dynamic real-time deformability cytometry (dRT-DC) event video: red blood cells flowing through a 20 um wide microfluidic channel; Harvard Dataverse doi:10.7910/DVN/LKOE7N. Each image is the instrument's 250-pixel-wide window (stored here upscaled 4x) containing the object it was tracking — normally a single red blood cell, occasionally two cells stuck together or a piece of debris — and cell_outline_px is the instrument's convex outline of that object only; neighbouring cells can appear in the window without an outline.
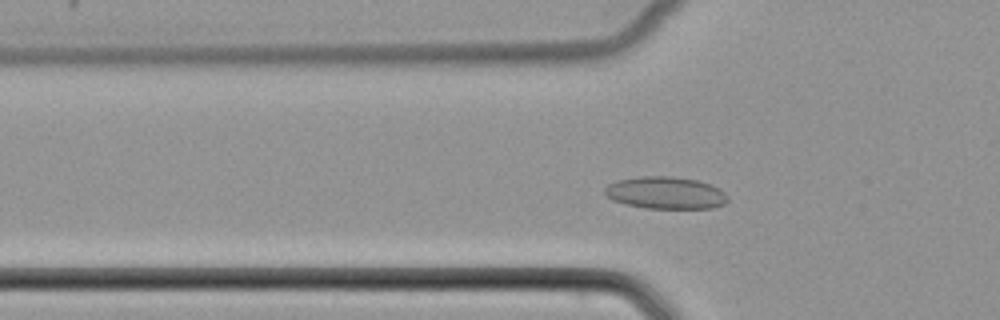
{"species": "common noctule bat (a hibernating species)", "species_latin": "Nyctalus noctula", "temperature_condition": "cold", "stored_images_in_passage": 46, "camera_frame_rate_fps": 3000, "um_per_image_px": 0.085, "animal": {"sex": "female", "body_mass_g": 22.7, "forearm_length_mm": 54.2}, "frame": {"image": 1, "passage_image": 12, "time_ms": 3.667, "image_size_px": [1000, 320], "cell_outline_px": [[728, 200], [724, 204], [712, 208], [644, 208], [624, 204], [612, 200], [604, 196], [604, 188], [608, 184], [616, 180], [640, 176], [672, 176], [696, 180], [708, 184], [724, 192], [728, 196]], "centroid_in_image_um": [56.51, 16.39], "position_along_channel_um": 69.3, "area_um2": 23.18}}
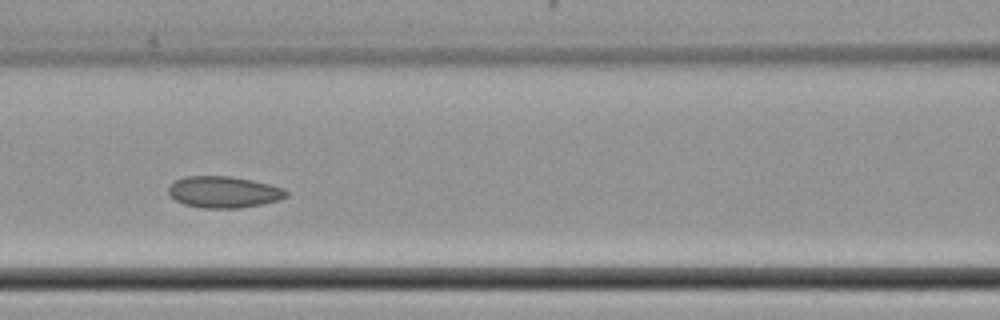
{"frame": {"image": 2, "passage_image": 18, "time_ms": 5.667, "image_size_px": [1000, 320], "cell_outline_px": [[288, 196], [280, 200], [240, 208], [200, 208], [184, 204], [176, 200], [168, 192], [168, 188], [176, 180], [184, 176], [228, 176], [268, 184], [284, 188], [288, 192]], "centroid_in_image_um": [19.02, 16.33], "position_along_channel_um": 147.6, "area_um2": 21.44}}
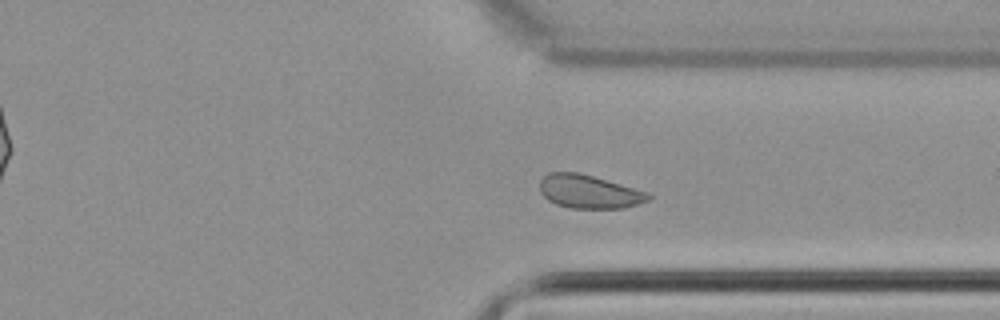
{"frame": {"image": 3, "passage_image": 34, "time_ms": 11.0, "image_size_px": [1000, 320], "cell_outline_px": [[652, 196], [648, 200], [624, 208], [572, 208], [556, 204], [548, 200], [540, 192], [540, 180], [548, 172], [576, 172], [592, 176], [648, 192]], "centroid_in_image_um": [50.04, 16.29], "position_along_channel_um": 361.4, "area_um2": 20.92}}